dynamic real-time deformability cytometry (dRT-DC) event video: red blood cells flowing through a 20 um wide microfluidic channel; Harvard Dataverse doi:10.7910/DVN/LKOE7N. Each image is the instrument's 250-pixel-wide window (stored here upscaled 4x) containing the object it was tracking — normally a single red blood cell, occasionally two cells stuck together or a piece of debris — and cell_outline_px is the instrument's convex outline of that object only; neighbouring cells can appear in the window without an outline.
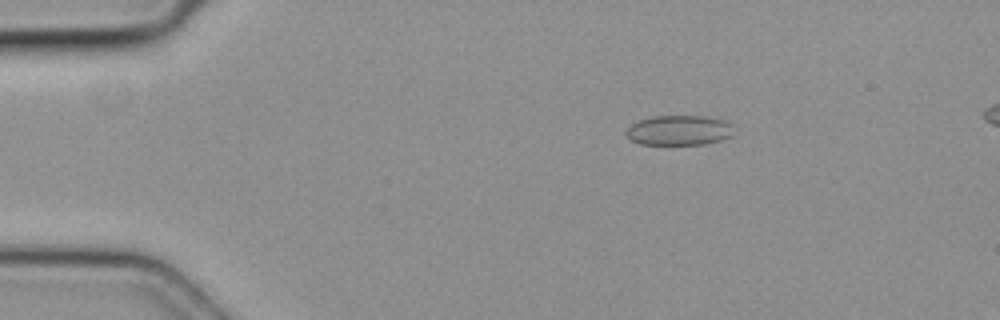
{"species": "common noctule bat (a hibernating species)", "species_latin": "Nyctalus noctula", "temperature_condition": "cold", "stored_images_in_passage": 4, "camera_frame_rate_fps": 3000, "um_per_image_px": 0.085, "animal": {"sex": "female", "body_mass_g": 19.3, "forearm_length_mm": 54.1}, "frame": {"image": 1, "passage_image": 4, "time_ms": 1.0, "image_size_px": [1000, 320], "cell_outline_px": [[736, 132], [732, 136], [720, 140], [704, 144], [640, 144], [632, 140], [624, 132], [632, 124], [640, 120], [652, 116], [708, 116], [728, 120], [736, 124]], "centroid_in_image_um": [57.84, 11.06], "position_along_channel_um": 27.2, "area_um2": 19.19}}